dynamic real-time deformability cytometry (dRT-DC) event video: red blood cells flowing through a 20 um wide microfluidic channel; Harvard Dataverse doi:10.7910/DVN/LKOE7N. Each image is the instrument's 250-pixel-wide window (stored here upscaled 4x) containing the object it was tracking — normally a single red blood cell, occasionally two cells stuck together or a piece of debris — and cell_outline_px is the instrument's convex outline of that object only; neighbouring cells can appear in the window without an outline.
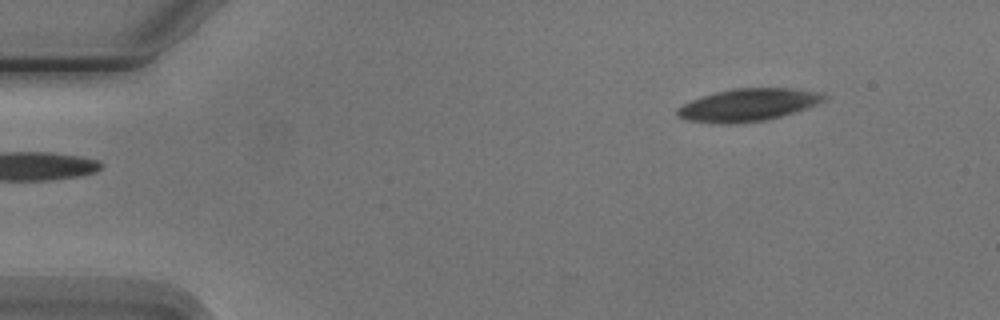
{"species": "Egyptian fruit bat (a non-hibernating species)", "species_latin": "Rousettus aegyptiacus", "temperature_condition": "cold", "stored_images_in_passage": 6, "segment_of_instrument_passage": [2, 2], "camera_frame_rate_fps": 3000, "um_per_image_px": 0.085, "animal": {"sex": "male"}, "frame": {"image": 1, "passage_image": 6, "time_ms": 6.0, "image_size_px": [1000, 320], "cell_outline_px": [[828, 100], [780, 116], [764, 120], [728, 124], [724, 124], [684, 120], [676, 116], [676, 108], [692, 100], [716, 92], [736, 88], [792, 88], [824, 92], [828, 96]], "centroid_in_image_um": [63.6, 8.91], "position_along_channel_um": 21.4, "area_um2": 27.69}}